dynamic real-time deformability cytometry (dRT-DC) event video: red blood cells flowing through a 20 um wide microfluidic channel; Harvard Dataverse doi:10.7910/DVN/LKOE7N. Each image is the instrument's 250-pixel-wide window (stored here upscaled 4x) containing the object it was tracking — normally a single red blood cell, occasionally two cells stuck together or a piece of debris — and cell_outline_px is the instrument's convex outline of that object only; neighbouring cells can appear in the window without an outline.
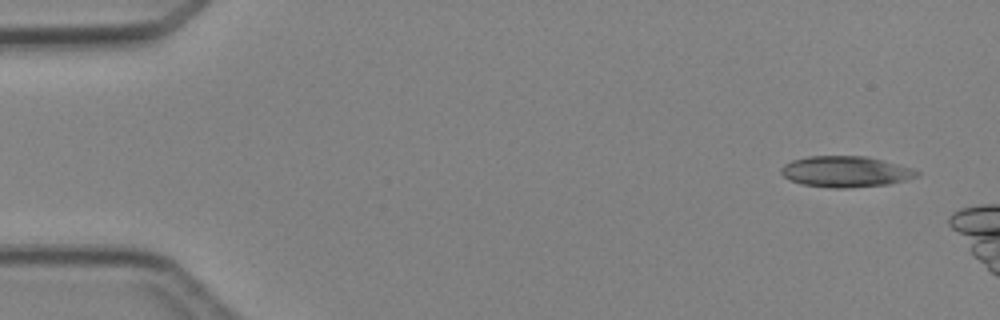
{"species": "Egyptian fruit bat (a non-hibernating species)", "species_latin": "Rousettus aegyptiacus", "temperature_condition": "cold", "stored_images_in_passage": 3, "camera_frame_rate_fps": 3000, "um_per_image_px": 0.085, "animal": {"sex": "female"}, "frame": {"image": 1, "passage_image": 1, "time_ms": 0.0, "image_size_px": [1000, 320], "cell_outline_px": [[920, 176], [888, 184], [848, 188], [832, 188], [800, 184], [788, 180], [780, 172], [780, 168], [784, 164], [792, 160], [808, 156], [868, 156], [884, 160], [912, 168], [920, 172]], "centroid_in_image_um": [71.86, 14.59], "position_along_channel_um": 13.1, "area_um2": 24.74}}